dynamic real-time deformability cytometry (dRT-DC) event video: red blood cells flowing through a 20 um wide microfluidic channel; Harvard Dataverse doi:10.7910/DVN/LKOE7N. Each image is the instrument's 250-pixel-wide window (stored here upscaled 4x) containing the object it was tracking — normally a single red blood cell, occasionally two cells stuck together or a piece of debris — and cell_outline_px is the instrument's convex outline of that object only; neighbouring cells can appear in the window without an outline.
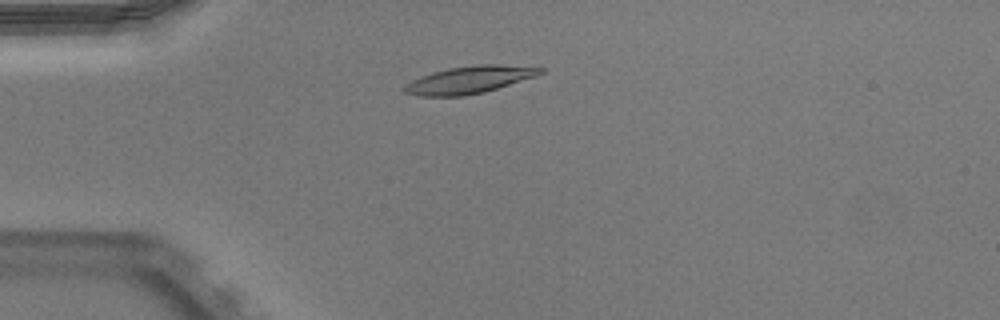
{"species": "Egyptian fruit bat (a non-hibernating species)", "species_latin": "Rousettus aegyptiacus", "temperature_condition": "warm", "stored_images_in_passage": 48, "camera_frame_rate_fps": 3000, "um_per_image_px": 0.085, "animal": {"sex": "male"}, "frame": {"image": 1, "passage_image": 10, "time_ms": 3.0, "image_size_px": [1000, 320], "cell_outline_px": [[544, 72], [536, 76], [484, 92], [464, 96], [420, 96], [404, 92], [404, 88], [412, 80], [432, 72], [448, 68], [480, 64], [496, 64], [544, 68]], "centroid_in_image_um": [39.91, 6.78], "position_along_channel_um": 45.1, "area_um2": 21.33}}
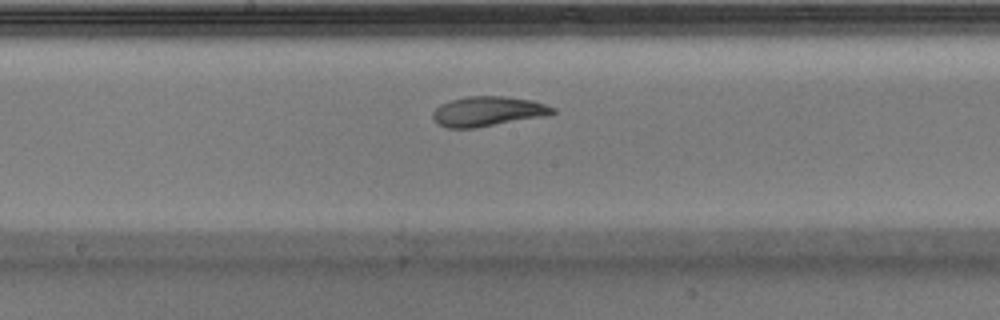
{"frame": {"image": 2, "passage_image": 24, "time_ms": 7.667, "image_size_px": [1000, 320], "cell_outline_px": [[556, 112], [548, 116], [476, 128], [448, 128], [436, 124], [432, 120], [432, 112], [440, 104], [452, 100], [468, 96], [504, 96], [532, 100], [556, 108]], "centroid_in_image_um": [41.47, 9.48], "position_along_channel_um": 206.7, "area_um2": 21.15}}
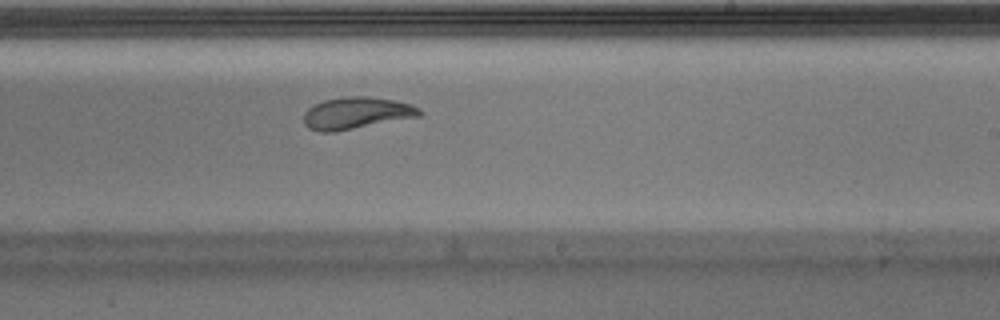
{"frame": {"image": 3, "passage_image": 28, "time_ms": 9.0, "image_size_px": [1000, 320], "cell_outline_px": [[424, 112], [420, 116], [336, 132], [320, 132], [308, 128], [304, 124], [304, 112], [308, 108], [324, 100], [344, 96], [368, 96], [392, 100], [408, 104], [420, 108]], "centroid_in_image_um": [30.28, 9.62], "position_along_channel_um": 258.7, "area_um2": 21.56}, "authors_computed_cell_mechanics": {"area_um2": 21.1837, "velocity_mm_per_s": 3.9144, "shape_relaxation_time_tau1_ms": 3.2793, "shape_relaxation_time_tau2_ms": 3.2779, "deformation_change_tau1": 0.1728, "deformation_change_tau2": 0.0679}}